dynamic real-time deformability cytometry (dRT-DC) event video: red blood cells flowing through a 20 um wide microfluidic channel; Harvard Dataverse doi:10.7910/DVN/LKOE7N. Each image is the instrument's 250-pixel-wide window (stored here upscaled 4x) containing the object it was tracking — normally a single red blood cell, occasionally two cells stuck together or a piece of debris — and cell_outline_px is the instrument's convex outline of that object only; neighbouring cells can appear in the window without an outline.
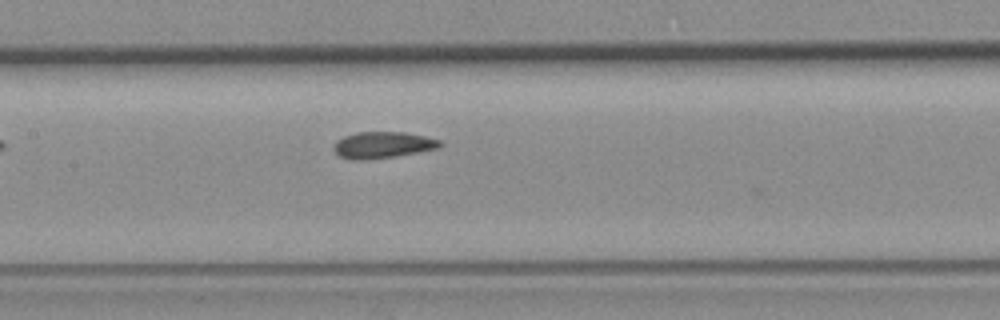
{"species": "common noctule bat (a hibernating species)", "species_latin": "Nyctalus noctula", "temperature_condition": "room temperature", "stored_images_in_passage": 6, "camera_frame_rate_fps": 3000, "um_per_image_px": 0.085, "animal": {"sex": "female", "body_mass_g": 19.3, "forearm_length_mm": 54.1}, "frame": {"image": 1, "passage_image": 5, "time_ms": 1.333, "image_size_px": [1000, 320], "cell_outline_px": [[444, 144], [436, 148], [396, 156], [364, 160], [352, 160], [340, 156], [332, 148], [336, 140], [344, 136], [356, 132], [404, 132], [424, 136], [440, 140]], "centroid_in_image_um": [32.49, 12.32], "position_along_channel_um": 174.9, "area_um2": 16.3}}